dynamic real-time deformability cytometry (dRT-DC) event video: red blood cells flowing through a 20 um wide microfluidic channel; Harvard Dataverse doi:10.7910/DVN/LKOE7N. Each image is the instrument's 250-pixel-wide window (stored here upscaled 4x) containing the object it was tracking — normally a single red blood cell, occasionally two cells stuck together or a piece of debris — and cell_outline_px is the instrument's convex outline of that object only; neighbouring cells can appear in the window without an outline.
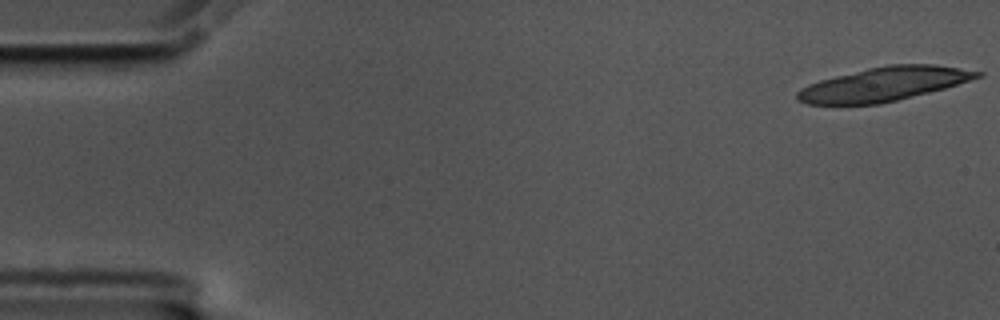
{"species": "common noctule bat (a hibernating species)", "species_latin": "Nyctalus noctula", "temperature_condition": "cold", "stored_images_in_passage": 18, "camera_frame_rate_fps": 3000, "um_per_image_px": 0.085, "animal": {"sex": "male", "body_mass_g": 17.5, "forearm_length_mm": 52.3}, "frame": {"image": 1, "passage_image": 1, "time_ms": 0.0, "image_size_px": [1000, 320], "cell_outline_px": [[984, 76], [944, 88], [880, 104], [808, 104], [796, 100], [796, 92], [800, 88], [808, 84], [820, 80], [868, 68], [888, 64], [936, 64], [984, 72]], "centroid_in_image_um": [75.13, 7.14], "position_along_channel_um": 9.9, "area_um2": 35.37}}